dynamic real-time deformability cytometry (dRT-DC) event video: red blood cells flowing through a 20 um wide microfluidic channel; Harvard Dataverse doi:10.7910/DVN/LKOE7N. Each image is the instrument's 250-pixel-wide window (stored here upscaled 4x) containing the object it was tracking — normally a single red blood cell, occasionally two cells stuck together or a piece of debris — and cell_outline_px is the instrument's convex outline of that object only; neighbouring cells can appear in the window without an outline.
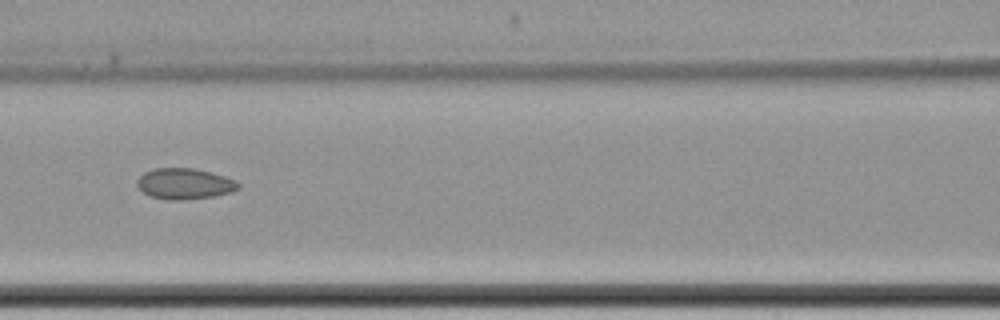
{"species": "common noctule bat (a hibernating species)", "species_latin": "Nyctalus noctula", "temperature_condition": "cold", "stored_images_in_passage": 9, "camera_frame_rate_fps": 3000, "um_per_image_px": 0.085, "animal": {"sex": "female", "body_mass_g": 22.7, "forearm_length_mm": 54.2}, "frame": {"image": 1, "passage_image": 6, "time_ms": 6.0, "image_size_px": [1000, 320], "cell_outline_px": [[240, 188], [232, 192], [216, 196], [180, 200], [168, 200], [152, 196], [144, 192], [136, 184], [136, 180], [144, 172], [152, 168], [192, 168], [212, 172], [236, 180], [240, 184]], "centroid_in_image_um": [15.71, 15.61], "position_along_channel_um": 150.9, "area_um2": 18.32}}
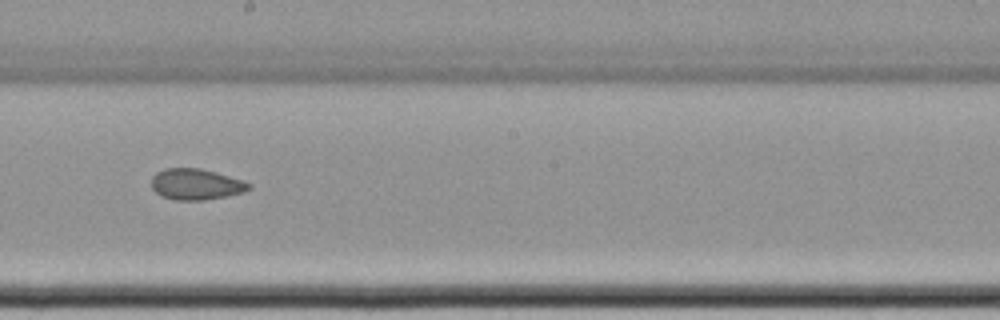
{"frame": {"image": 2, "passage_image": 8, "time_ms": 8.333, "image_size_px": [1000, 320], "cell_outline_px": [[252, 188], [244, 192], [204, 200], [172, 200], [160, 196], [152, 188], [152, 176], [156, 172], [164, 168], [200, 168], [216, 172], [244, 180], [252, 184]], "centroid_in_image_um": [16.66, 15.66], "position_along_channel_um": 231.5, "area_um2": 17.8}}
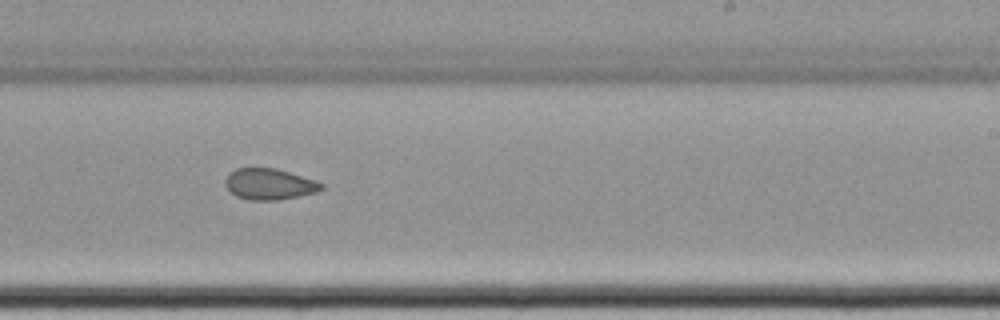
{"frame": {"image": 3, "passage_image": 9, "time_ms": 9.333, "image_size_px": [1000, 320], "cell_outline_px": [[324, 188], [316, 192], [300, 196], [276, 200], [248, 200], [236, 196], [224, 184], [224, 180], [228, 172], [236, 168], [276, 168], [316, 180], [324, 184]], "centroid_in_image_um": [22.89, 15.64], "position_along_channel_um": 266.1, "area_um2": 17.57}}